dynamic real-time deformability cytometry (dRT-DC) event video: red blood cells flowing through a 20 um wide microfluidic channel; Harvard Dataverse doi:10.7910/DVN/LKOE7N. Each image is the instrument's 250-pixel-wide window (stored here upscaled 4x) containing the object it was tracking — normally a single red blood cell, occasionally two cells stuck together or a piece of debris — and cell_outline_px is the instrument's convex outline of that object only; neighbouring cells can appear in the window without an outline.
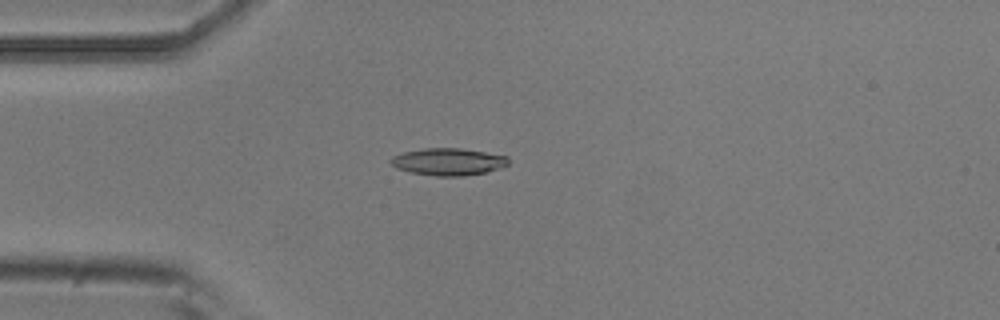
{"species": "common noctule bat (a hibernating species)", "species_latin": "Nyctalus noctula", "temperature_condition": "room temperature", "stored_images_in_passage": 5, "camera_frame_rate_fps": 3000, "um_per_image_px": 0.085, "animal": {"sex": "male", "body_mass_g": 20.5, "forearm_length_mm": 52.5}, "frame": {"image": 1, "passage_image": 3, "time_ms": 0.667, "image_size_px": [1000, 320], "cell_outline_px": [[508, 164], [500, 168], [484, 172], [464, 176], [436, 176], [412, 172], [396, 168], [388, 160], [392, 156], [404, 152], [424, 148], [460, 148], [508, 156]], "centroid_in_image_um": [38.08, 13.74], "position_along_channel_um": 46.9, "area_um2": 18.5}}
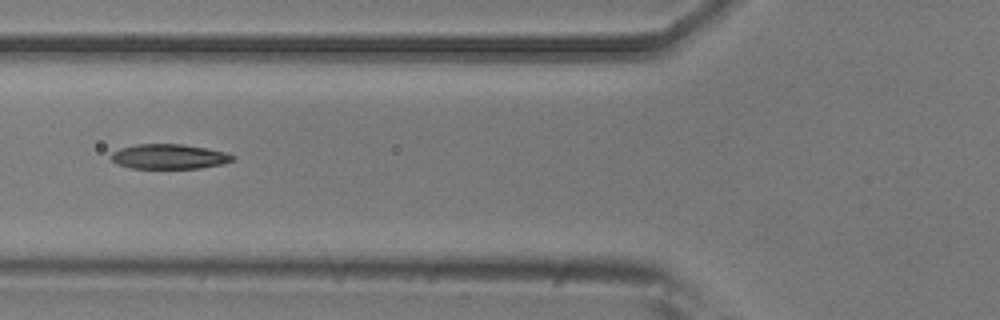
{"frame": {"image": 2, "passage_image": 5, "time_ms": 1.333, "image_size_px": [1000, 320], "cell_outline_px": [[236, 156], [232, 160], [220, 164], [200, 168], [132, 168], [116, 164], [112, 160], [112, 152], [120, 148], [136, 144], [180, 144], [208, 148], [224, 152]], "centroid_in_image_um": [14.35, 13.3], "position_along_channel_um": 111.5, "area_um2": 17.46}}